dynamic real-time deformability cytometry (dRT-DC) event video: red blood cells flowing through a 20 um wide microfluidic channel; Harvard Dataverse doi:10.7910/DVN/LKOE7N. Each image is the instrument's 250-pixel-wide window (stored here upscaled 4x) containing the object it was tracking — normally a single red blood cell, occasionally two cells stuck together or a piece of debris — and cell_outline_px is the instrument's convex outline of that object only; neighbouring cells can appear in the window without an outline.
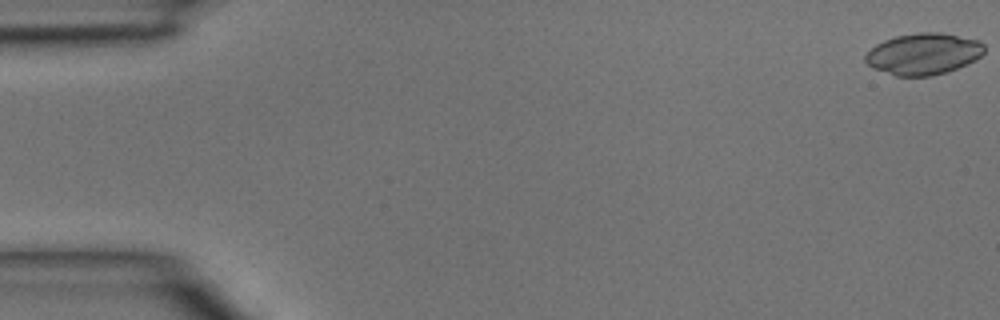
{"species": "common noctule bat (a hibernating species)", "species_latin": "Nyctalus noctula", "temperature_condition": "room temperature", "stored_images_in_passage": 4, "camera_frame_rate_fps": 3000, "um_per_image_px": 0.085, "animal": {"sex": "male", "body_mass_g": 15.6}, "frame": {"image": 1, "passage_image": 1, "time_ms": 0.0, "image_size_px": [1000, 320], "cell_outline_px": [[984, 52], [980, 56], [956, 68], [932, 76], [896, 76], [872, 68], [864, 60], [864, 56], [876, 44], [884, 40], [896, 36], [920, 32], [940, 32], [980, 40], [984, 44]], "centroid_in_image_um": [78.47, 4.57], "position_along_channel_um": 6.5, "area_um2": 28.55}}
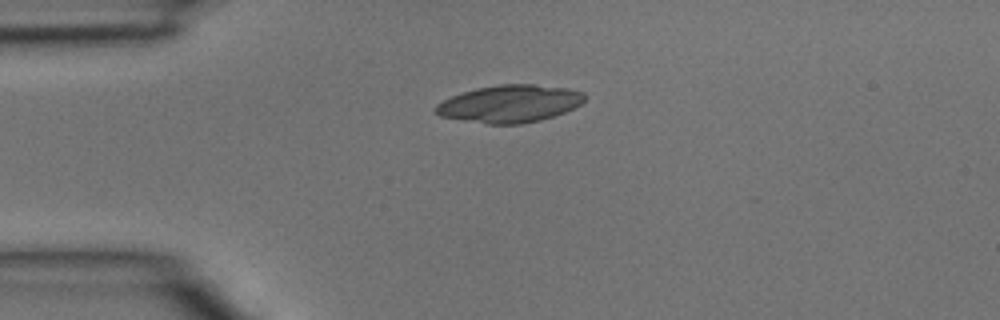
{"frame": {"image": 2, "passage_image": 4, "time_ms": 1.0, "image_size_px": [1000, 320], "cell_outline_px": [[584, 100], [580, 104], [564, 112], [540, 120], [520, 124], [488, 124], [440, 116], [432, 112], [432, 108], [436, 104], [452, 96], [476, 88], [500, 84], [532, 84], [568, 88], [584, 92]], "centroid_in_image_um": [43.29, 8.81], "position_along_channel_um": 41.7, "area_um2": 32.37}}